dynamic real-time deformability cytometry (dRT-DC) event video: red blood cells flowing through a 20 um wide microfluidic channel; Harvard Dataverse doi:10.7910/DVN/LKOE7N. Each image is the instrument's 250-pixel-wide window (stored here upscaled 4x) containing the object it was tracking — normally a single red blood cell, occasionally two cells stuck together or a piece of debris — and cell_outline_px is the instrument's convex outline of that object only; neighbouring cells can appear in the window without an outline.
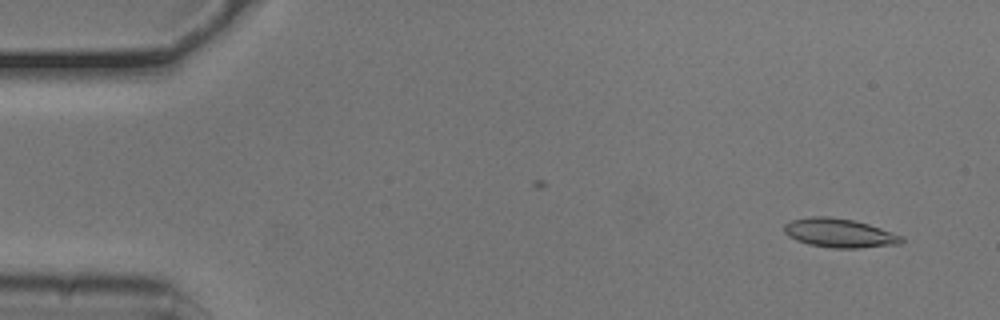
{"species": "common noctule bat (a hibernating species)", "species_latin": "Nyctalus noctula", "temperature_condition": "cold", "stored_images_in_passage": 47, "camera_frame_rate_fps": 3000, "um_per_image_px": 0.085, "animal": {"sex": "male", "body_mass_g": 20.5, "forearm_length_mm": 52.5}, "frame": {"image": 1, "passage_image": 4, "time_ms": 1.0, "image_size_px": [1000, 320], "cell_outline_px": [[904, 240], [900, 244], [860, 248], [832, 248], [808, 244], [796, 240], [788, 236], [784, 232], [784, 224], [792, 220], [808, 216], [828, 216], [852, 220], [868, 224], [904, 236]], "centroid_in_image_um": [71.34, 19.81], "position_along_channel_um": 13.7, "area_um2": 19.88}}
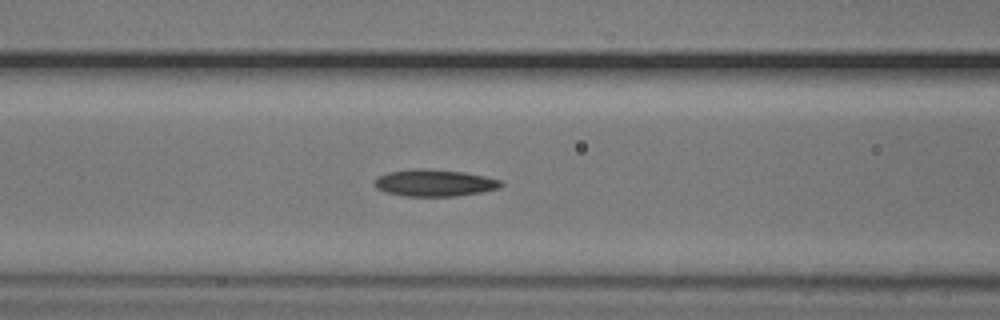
{"frame": {"image": 2, "passage_image": 22, "time_ms": 7.0, "image_size_px": [1000, 320], "cell_outline_px": [[504, 184], [500, 188], [480, 192], [456, 196], [404, 196], [384, 192], [376, 188], [376, 180], [380, 176], [388, 172], [412, 168], [428, 168], [464, 172], [484, 176], [500, 180]], "centroid_in_image_um": [36.94, 15.54], "position_along_channel_um": 129.7, "area_um2": 19.83}}
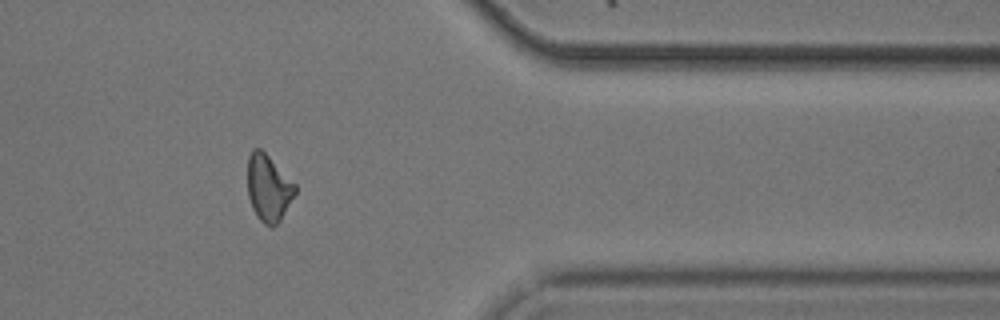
{"frame": {"image": 3, "passage_image": 44, "time_ms": 14.333, "image_size_px": [1000, 320], "cell_outline_px": [[296, 192], [280, 220], [272, 228], [264, 224], [256, 216], [252, 208], [248, 196], [248, 156], [252, 148], [260, 148], [296, 184]], "centroid_in_image_um": [22.8, 15.98], "position_along_channel_um": 388.6, "area_um2": 18.38}, "authors_computed_cell_mechanics": {"area_um2": 19.4208, "velocity_mm_per_s": 3.7766, "shape_relaxation_time_tau1_ms": 2.9522, "shape_relaxation_time_tau2_ms": 4.5385, "deformation_change_tau1": 0.1099, "deformation_change_tau2": 0.1376}}